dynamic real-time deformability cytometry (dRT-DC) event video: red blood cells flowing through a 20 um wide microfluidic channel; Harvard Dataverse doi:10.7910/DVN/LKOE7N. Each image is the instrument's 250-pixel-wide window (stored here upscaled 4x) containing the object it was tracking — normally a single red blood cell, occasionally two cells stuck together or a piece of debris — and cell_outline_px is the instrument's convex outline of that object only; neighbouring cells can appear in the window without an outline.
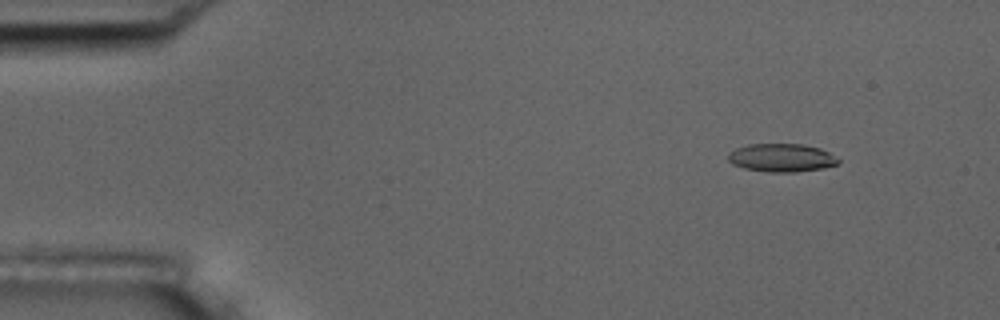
{"species": "common noctule bat (a hibernating species)", "species_latin": "Nyctalus noctula", "temperature_condition": "room temperature", "stored_images_in_passage": 55, "camera_frame_rate_fps": 3000, "um_per_image_px": 0.085, "animal": {"sex": "male", "body_mass_g": 17.5, "forearm_length_mm": 52.3}, "frame": {"image": 1, "passage_image": 6, "time_ms": 1.667, "image_size_px": [1000, 320], "cell_outline_px": [[840, 164], [824, 168], [796, 172], [768, 172], [744, 168], [732, 164], [728, 160], [728, 152], [736, 148], [748, 144], [804, 144], [820, 148], [828, 152], [840, 160]], "centroid_in_image_um": [66.44, 13.41], "position_along_channel_um": 18.6, "area_um2": 18.26}}
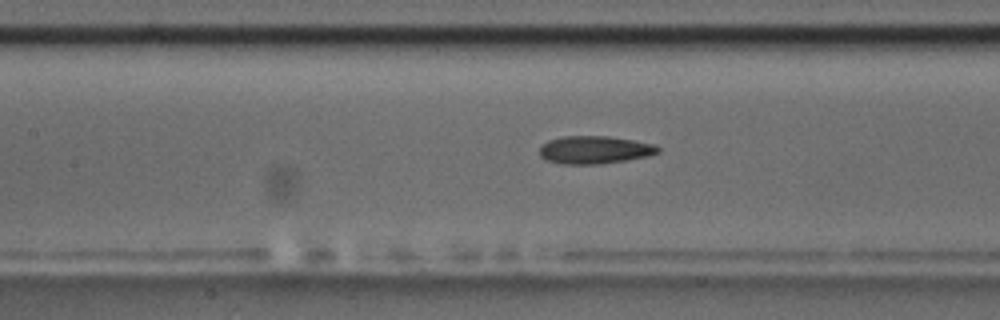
{"frame": {"image": 2, "passage_image": 25, "time_ms": 8.0, "image_size_px": [1000, 320], "cell_outline_px": [[660, 152], [648, 156], [600, 164], [560, 164], [548, 160], [540, 156], [540, 148], [548, 140], [564, 136], [608, 136], [632, 140], [652, 144], [660, 148]], "centroid_in_image_um": [50.53, 12.74], "position_along_channel_um": 156.9, "area_um2": 19.02}}
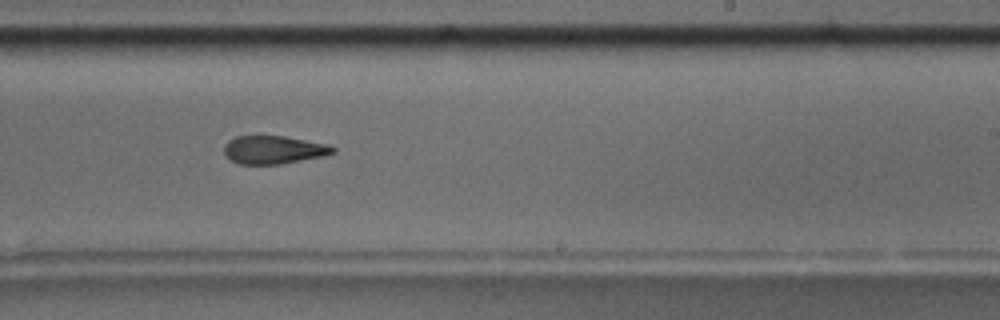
{"frame": {"image": 3, "passage_image": 34, "time_ms": 11.0, "image_size_px": [1000, 320], "cell_outline_px": [[336, 152], [324, 156], [280, 164], [240, 164], [232, 160], [224, 152], [224, 144], [228, 140], [236, 136], [260, 132], [284, 136], [328, 144], [336, 148]], "centroid_in_image_um": [23.24, 12.68], "position_along_channel_um": 265.8, "area_um2": 18.5}, "authors_computed_cell_mechanics": {"area_um2": 18.785, "velocity_mm_per_s": 3.6461, "shape_relaxation_time_tau1_ms": null, "shape_relaxation_time_tau2_ms": 2.2933, "deformation_change_tau1": null, "deformation_change_tau2": 0.1}}